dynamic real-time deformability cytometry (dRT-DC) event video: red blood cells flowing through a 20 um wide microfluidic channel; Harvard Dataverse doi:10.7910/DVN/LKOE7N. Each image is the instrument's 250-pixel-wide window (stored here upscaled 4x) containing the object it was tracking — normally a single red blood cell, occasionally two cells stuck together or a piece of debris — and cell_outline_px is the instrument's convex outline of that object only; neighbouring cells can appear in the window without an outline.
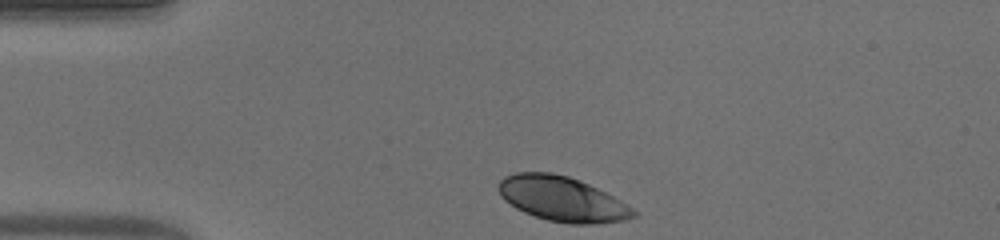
{"species": "human", "species_latin": "Homo sapiens", "temperature_condition": "warm", "stored_images_in_passage": 36, "camera_frame_rate_fps": 3000, "um_per_image_px": 0.085, "donor": {"sex": "male"}, "frame": {"image": 1, "passage_image": 1, "time_ms": 0.0, "image_size_px": [1000, 240], "cell_outline_px": [[636, 216], [624, 220], [592, 224], [568, 224], [548, 220], [524, 212], [516, 208], [504, 200], [500, 196], [496, 188], [500, 180], [504, 176], [516, 172], [552, 172], [568, 176], [580, 180], [620, 200], [632, 208], [636, 212]], "centroid_in_image_um": [47.73, 16.9], "position_along_channel_um": 37.3, "area_um2": 35.2}}
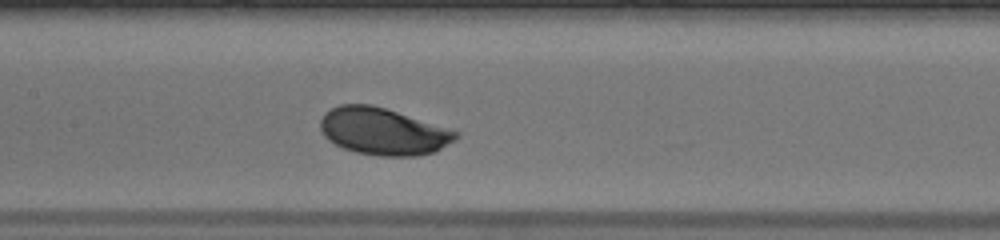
{"frame": {"image": 2, "passage_image": 15, "time_ms": 4.667, "image_size_px": [1000, 240], "cell_outline_px": [[460, 136], [456, 140], [436, 152], [416, 156], [380, 156], [356, 152], [344, 148], [328, 140], [324, 136], [320, 128], [320, 120], [324, 112], [340, 104], [372, 104], [460, 132]], "centroid_in_image_um": [32.57, 11.17], "position_along_channel_um": 174.8, "area_um2": 37.17}}
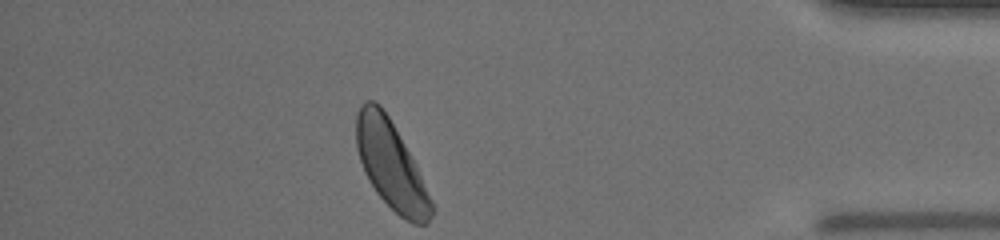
{"frame": {"image": 3, "passage_image": 36, "time_ms": 11.667, "image_size_px": [1000, 240], "cell_outline_px": [[432, 216], [428, 224], [412, 224], [400, 216], [376, 192], [368, 180], [364, 172], [356, 148], [356, 112], [360, 104], [364, 100], [372, 100], [380, 104], [388, 116], [416, 164], [432, 200]], "centroid_in_image_um": [33.22, 14.01], "position_along_channel_um": 402.0, "area_um2": 38.32}, "authors_computed_cell_mechanics": {"area_um2": 36.6452, "velocity_mm_per_s": 3.8177, "shape_relaxation_time_tau1_ms": 2.2412, "shape_relaxation_time_tau2_ms": null, "deformation_change_tau1": 0.1191, "deformation_change_tau2": null}}